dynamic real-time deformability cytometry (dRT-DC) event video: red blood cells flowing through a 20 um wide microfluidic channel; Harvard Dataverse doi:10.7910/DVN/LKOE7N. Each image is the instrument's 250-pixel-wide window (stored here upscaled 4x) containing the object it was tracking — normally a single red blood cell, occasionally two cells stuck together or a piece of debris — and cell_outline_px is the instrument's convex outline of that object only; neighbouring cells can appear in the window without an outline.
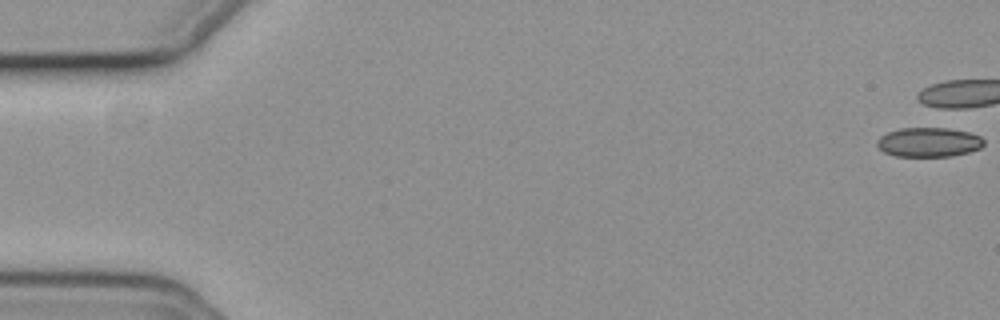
{"species": "common noctule bat (a hibernating species)", "species_latin": "Nyctalus noctula", "temperature_condition": "cold", "stored_images_in_passage": 2, "camera_frame_rate_fps": 3000, "um_per_image_px": 0.085, "animal": {"sex": "female", "body_mass_g": 19.3, "forearm_length_mm": 54.1}, "frame": {"image": 1, "passage_image": 1, "time_ms": 0.0, "image_size_px": [1000, 320], "cell_outline_px": [[984, 144], [980, 148], [968, 152], [952, 156], [896, 156], [884, 152], [876, 144], [876, 140], [880, 136], [888, 132], [900, 128], [940, 124], [968, 132], [980, 136], [984, 140]], "centroid_in_image_um": [78.95, 12.02], "position_along_channel_um": 6.0, "area_um2": 19.13}}